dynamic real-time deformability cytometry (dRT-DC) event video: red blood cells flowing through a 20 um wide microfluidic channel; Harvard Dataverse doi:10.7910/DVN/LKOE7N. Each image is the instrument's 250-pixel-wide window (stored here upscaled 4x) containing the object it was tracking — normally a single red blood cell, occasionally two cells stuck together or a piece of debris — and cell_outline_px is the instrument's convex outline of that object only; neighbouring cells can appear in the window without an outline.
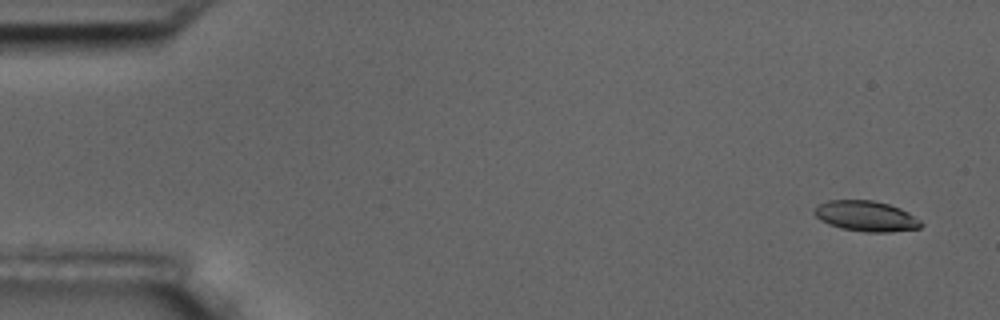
{"species": "common noctule bat (a hibernating species)", "species_latin": "Nyctalus noctula", "temperature_condition": "room temperature", "stored_images_in_passage": 4, "camera_frame_rate_fps": 3000, "um_per_image_px": 0.085, "animal": {"sex": "male", "body_mass_g": 17.5, "forearm_length_mm": 52.3}, "frame": {"image": 1, "passage_image": 1, "time_ms": 0.0, "image_size_px": [1000, 320], "cell_outline_px": [[924, 224], [920, 228], [892, 232], [868, 232], [840, 228], [828, 224], [820, 220], [812, 212], [820, 204], [828, 200], [872, 200], [888, 204], [900, 208], [908, 212], [920, 220]], "centroid_in_image_um": [73.62, 18.37], "position_along_channel_um": 11.4, "area_um2": 18.96}}
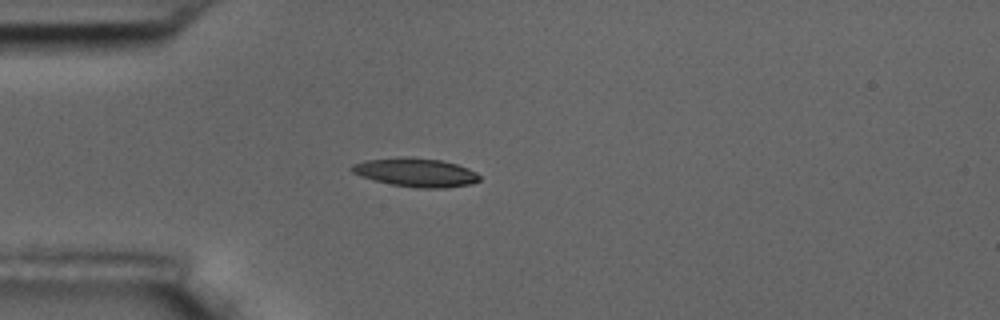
{"frame": {"image": 2, "passage_image": 4, "time_ms": 4.333, "image_size_px": [1000, 320], "cell_outline_px": [[480, 180], [472, 184], [444, 188], [416, 188], [392, 184], [360, 176], [352, 172], [348, 168], [352, 164], [364, 160], [408, 156], [440, 160], [456, 164], [468, 168], [476, 172], [480, 176]], "centroid_in_image_um": [35.33, 14.65], "position_along_channel_um": 49.7, "area_um2": 21.44}}